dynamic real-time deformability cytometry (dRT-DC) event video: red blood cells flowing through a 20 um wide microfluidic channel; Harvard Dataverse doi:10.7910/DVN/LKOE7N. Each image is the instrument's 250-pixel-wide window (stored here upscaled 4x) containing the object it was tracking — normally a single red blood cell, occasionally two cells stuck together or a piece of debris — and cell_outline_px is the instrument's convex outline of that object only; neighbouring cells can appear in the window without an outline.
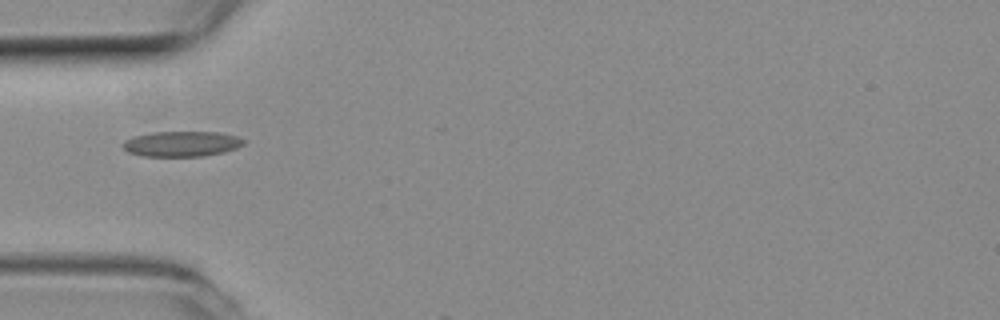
{"species": "common noctule bat (a hibernating species)", "species_latin": "Nyctalus noctula", "temperature_condition": "room temperature", "stored_images_in_passage": 3, "camera_frame_rate_fps": 3000, "um_per_image_px": 0.085, "animal": {"sex": "female", "body_mass_g": 19.3, "forearm_length_mm": 54.1}, "frame": {"image": 1, "passage_image": 1, "time_ms": 0.0, "image_size_px": [1000, 320], "cell_outline_px": [[244, 144], [236, 148], [224, 152], [204, 156], [144, 156], [128, 152], [124, 148], [124, 140], [132, 136], [152, 132], [220, 132], [236, 136], [244, 140]], "centroid_in_image_um": [15.44, 12.22], "position_along_channel_um": 69.6, "area_um2": 17.8}}